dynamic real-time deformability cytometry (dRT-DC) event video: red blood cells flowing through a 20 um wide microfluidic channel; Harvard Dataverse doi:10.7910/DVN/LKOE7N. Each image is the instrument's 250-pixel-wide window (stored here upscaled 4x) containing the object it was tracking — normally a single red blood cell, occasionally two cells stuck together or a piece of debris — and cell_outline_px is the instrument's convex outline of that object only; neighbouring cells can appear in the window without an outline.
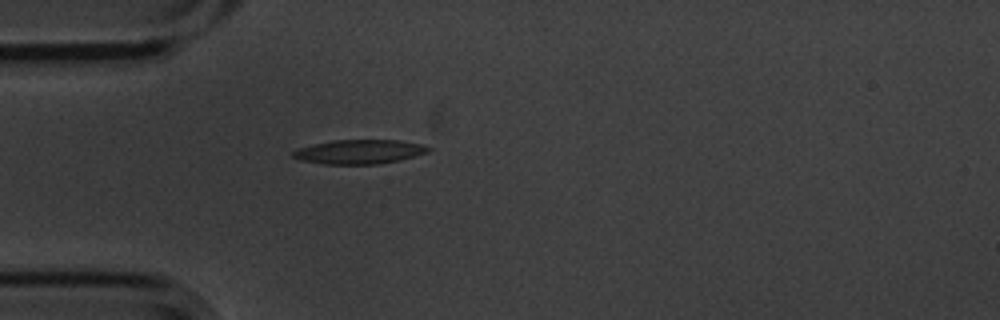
{"species": "common noctule bat (a hibernating species)", "species_latin": "Nyctalus noctula", "temperature_condition": "cold", "stored_images_in_passage": 4, "camera_frame_rate_fps": 3000, "um_per_image_px": 0.085, "animal": {"sex": "male", "body_mass_g": 20.1, "forearm_length_mm": 53.5}, "frame": {"image": 1, "passage_image": 4, "time_ms": 1.0, "image_size_px": [1000, 320], "cell_outline_px": [[432, 148], [428, 152], [396, 160], [376, 164], [324, 164], [300, 160], [292, 156], [292, 152], [296, 148], [332, 140], [400, 140], [424, 144]], "centroid_in_image_um": [30.52, 12.89], "position_along_channel_um": 54.5, "area_um2": 19.02}}